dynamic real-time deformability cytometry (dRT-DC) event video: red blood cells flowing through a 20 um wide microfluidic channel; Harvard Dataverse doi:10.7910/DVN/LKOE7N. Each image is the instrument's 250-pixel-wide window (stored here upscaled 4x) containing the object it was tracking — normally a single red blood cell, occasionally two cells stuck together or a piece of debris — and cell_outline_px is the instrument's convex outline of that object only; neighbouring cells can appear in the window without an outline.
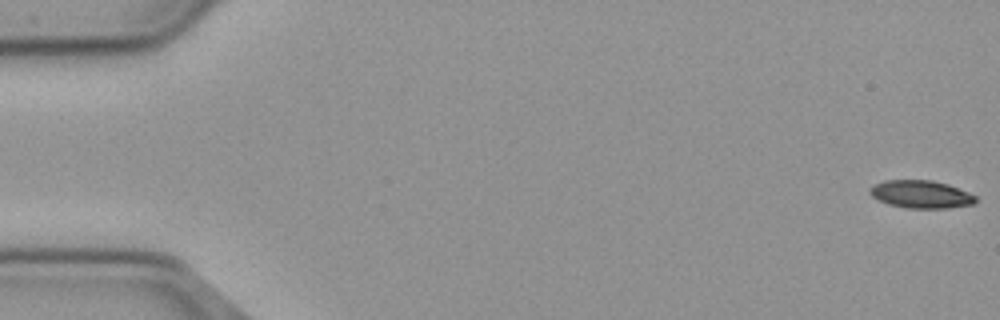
{"species": "common noctule bat (a hibernating species)", "species_latin": "Nyctalus noctula", "temperature_condition": "cold", "stored_images_in_passage": 15, "camera_frame_rate_fps": 3000, "um_per_image_px": 0.085, "animal": {"sex": "male", "body_mass_g": 23.1, "forearm_length_mm": 52.7}, "frame": {"image": 1, "passage_image": 1, "time_ms": 0.0, "image_size_px": [1000, 320], "cell_outline_px": [[976, 200], [972, 204], [948, 208], [908, 208], [888, 204], [872, 196], [868, 192], [868, 188], [884, 180], [932, 180], [948, 184], [968, 192], [976, 196]], "centroid_in_image_um": [78.27, 16.51], "position_along_channel_um": 6.7, "area_um2": 17.05}}
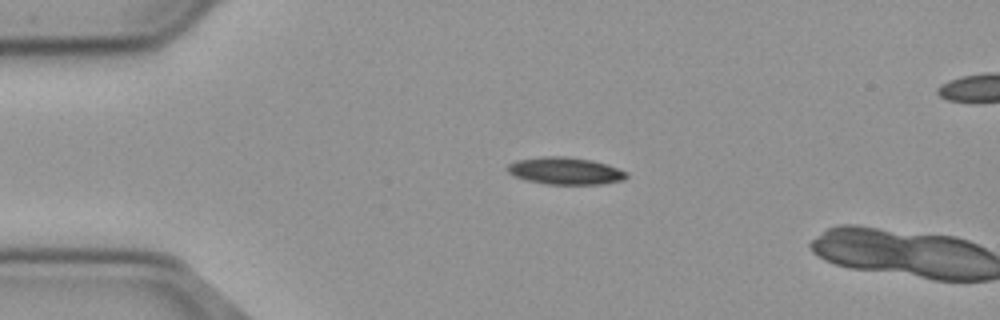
{"frame": {"image": 2, "passage_image": 13, "time_ms": 4.0, "image_size_px": [1000, 320], "cell_outline_px": [[628, 176], [624, 180], [600, 184], [548, 184], [524, 180], [512, 176], [504, 168], [508, 164], [516, 160], [544, 156], [564, 156], [592, 160], [608, 164], [628, 172]], "centroid_in_image_um": [48.02, 14.52], "position_along_channel_um": 37.0, "area_um2": 19.13}}